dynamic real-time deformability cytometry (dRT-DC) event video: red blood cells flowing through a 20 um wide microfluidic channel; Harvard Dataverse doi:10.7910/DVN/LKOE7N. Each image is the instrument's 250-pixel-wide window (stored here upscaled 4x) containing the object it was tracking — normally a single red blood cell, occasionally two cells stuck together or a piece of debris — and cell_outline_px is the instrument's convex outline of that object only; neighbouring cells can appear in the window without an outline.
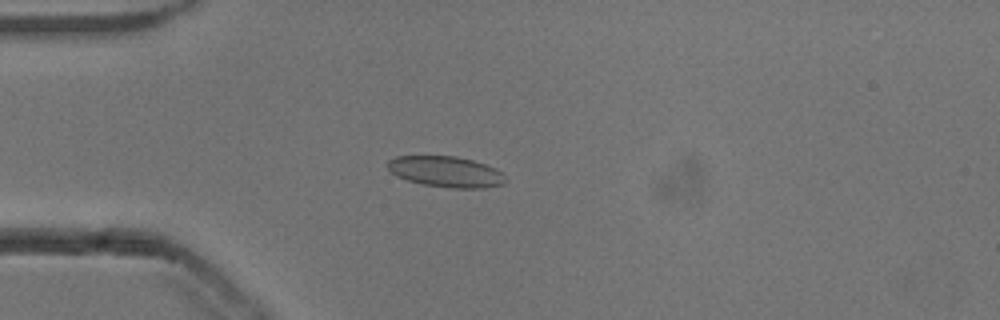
{"species": "common noctule bat (a hibernating species)", "species_latin": "Nyctalus noctula", "temperature_condition": "cold", "stored_images_in_passage": 53, "camera_frame_rate_fps": 3000, "um_per_image_px": 0.085, "animal": {"sex": "male", "body_mass_g": 13.3}, "frame": {"image": 1, "passage_image": 14, "time_ms": 4.333, "image_size_px": [1000, 320], "cell_outline_px": [[508, 180], [504, 184], [484, 188], [452, 188], [424, 184], [408, 180], [396, 176], [388, 168], [388, 160], [396, 156], [456, 156], [472, 160], [496, 168]], "centroid_in_image_um": [37.92, 14.59], "position_along_channel_um": 47.1, "area_um2": 21.1}}
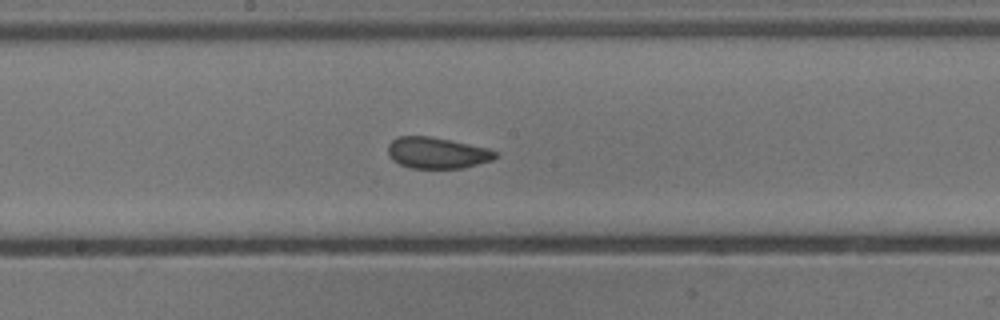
{"frame": {"image": 2, "passage_image": 28, "time_ms": 9.0, "image_size_px": [1000, 320], "cell_outline_px": [[496, 156], [492, 160], [464, 168], [412, 168], [400, 164], [392, 160], [388, 156], [388, 144], [396, 136], [432, 136], [452, 140], [488, 148], [496, 152]], "centroid_in_image_um": [37.12, 12.98], "position_along_channel_um": 211.1, "area_um2": 19.65}}
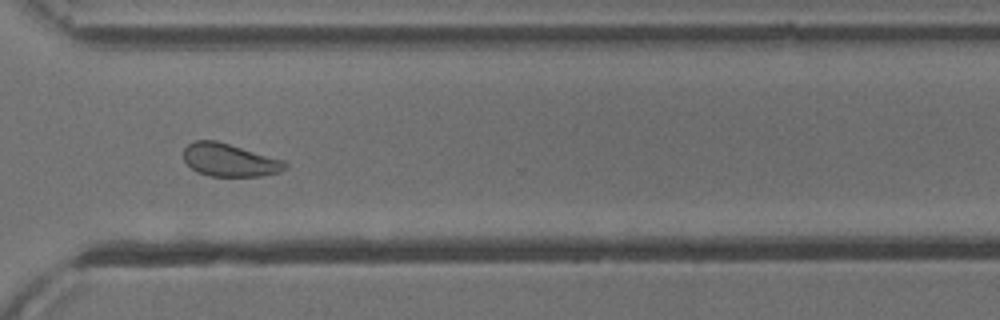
{"frame": {"image": 3, "passage_image": 39, "time_ms": 12.667, "image_size_px": [1000, 320], "cell_outline_px": [[288, 168], [280, 172], [260, 176], [208, 176], [196, 172], [184, 160], [184, 148], [188, 144], [196, 140], [216, 140], [284, 160], [288, 164]], "centroid_in_image_um": [19.53, 13.61], "position_along_channel_um": 351.1, "area_um2": 19.54}, "authors_computed_cell_mechanics": {"area_um2": 20.808, "velocity_mm_per_s": 3.8331, "shape_relaxation_time_tau1_ms": 5.3012, "shape_relaxation_time_tau2_ms": 1.2923, "deformation_change_tau1": 0.1117, "deformation_change_tau2": 0.0499}}